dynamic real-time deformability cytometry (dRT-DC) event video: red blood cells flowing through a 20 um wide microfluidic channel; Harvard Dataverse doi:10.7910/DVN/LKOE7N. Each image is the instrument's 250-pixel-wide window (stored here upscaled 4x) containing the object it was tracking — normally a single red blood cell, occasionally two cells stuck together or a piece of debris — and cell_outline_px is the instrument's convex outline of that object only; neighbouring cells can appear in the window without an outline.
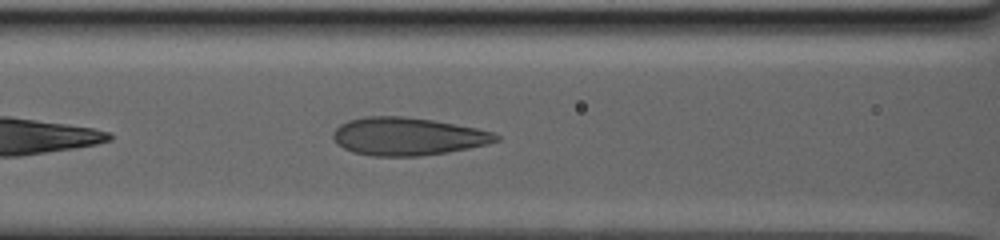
{"species": "human", "species_latin": "Homo sapiens", "temperature_condition": "warm", "stored_images_in_passage": 19, "camera_frame_rate_fps": 3000, "um_per_image_px": 0.085, "donor": {"sex": "male"}, "frame": {"image": 1, "passage_image": 6, "time_ms": 2.333, "image_size_px": [1000, 240], "cell_outline_px": [[500, 140], [488, 144], [448, 152], [420, 156], [372, 156], [352, 152], [336, 144], [332, 140], [332, 132], [340, 124], [348, 120], [368, 116], [404, 116], [432, 120], [476, 128], [492, 132], [500, 136]], "centroid_in_image_um": [34.61, 11.6], "position_along_channel_um": 132.0, "area_um2": 36.07}}
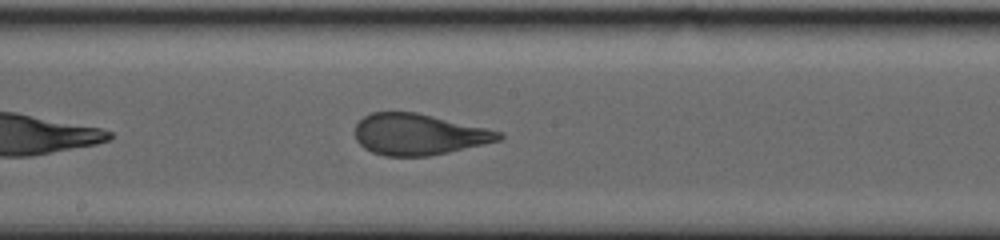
{"frame": {"image": 2, "passage_image": 14, "time_ms": 5.333, "image_size_px": [1000, 240], "cell_outline_px": [[504, 136], [500, 140], [484, 144], [448, 152], [428, 156], [384, 156], [372, 152], [364, 148], [356, 140], [356, 124], [364, 116], [372, 112], [416, 112], [484, 128], [500, 132]], "centroid_in_image_um": [35.55, 11.43], "position_along_channel_um": 212.7, "area_um2": 34.1}}
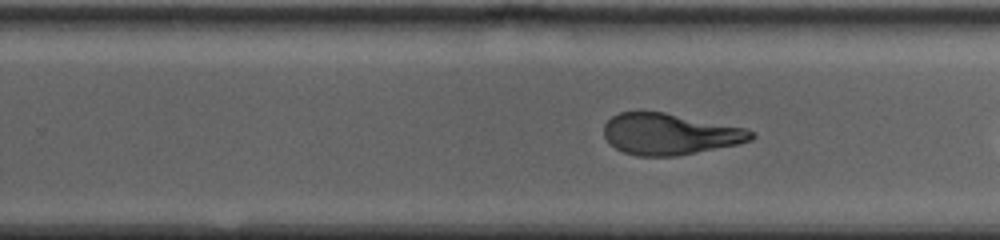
{"frame": {"image": 3, "passage_image": 17, "time_ms": 6.333, "image_size_px": [1000, 240], "cell_outline_px": [[756, 136], [752, 140], [736, 144], [676, 156], [636, 156], [624, 152], [616, 148], [604, 136], [604, 124], [612, 116], [620, 112], [664, 112], [748, 128], [756, 132]], "centroid_in_image_um": [56.96, 11.39], "position_along_channel_um": 272.8, "area_um2": 35.37}}